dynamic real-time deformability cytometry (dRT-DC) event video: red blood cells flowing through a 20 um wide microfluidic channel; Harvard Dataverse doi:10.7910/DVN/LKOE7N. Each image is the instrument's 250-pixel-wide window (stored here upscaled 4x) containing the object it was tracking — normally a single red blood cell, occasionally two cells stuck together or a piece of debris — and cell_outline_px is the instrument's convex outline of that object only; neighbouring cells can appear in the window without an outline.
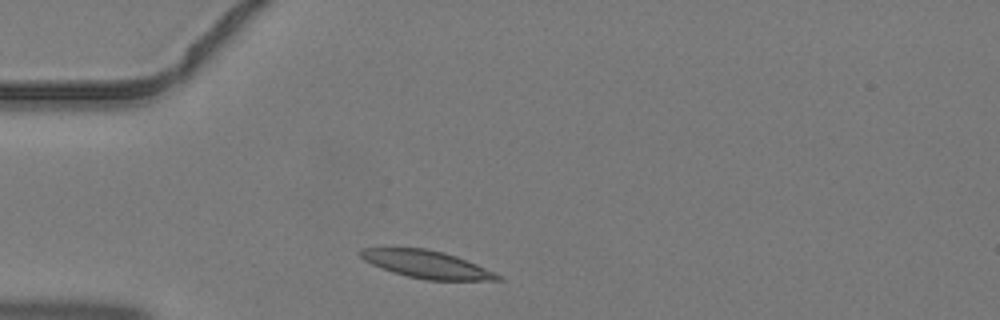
{"species": "common noctule bat (a hibernating species)", "species_latin": "Nyctalus noctula", "temperature_condition": "warm", "stored_images_in_passage": 2, "camera_frame_rate_fps": 3000, "um_per_image_px": 0.085, "animal": {"sex": "male", "body_mass_g": 19.2, "forearm_length_mm": 51.8}, "frame": {"image": 1, "passage_image": 1, "time_ms": 0.0, "image_size_px": [1000, 320], "cell_outline_px": [[504, 280], [428, 280], [408, 276], [392, 272], [372, 264], [364, 260], [356, 252], [360, 248], [424, 248], [444, 252], [456, 256], [496, 272], [504, 276]], "centroid_in_image_um": [36.28, 22.47], "position_along_channel_um": 48.7, "area_um2": 22.08}}